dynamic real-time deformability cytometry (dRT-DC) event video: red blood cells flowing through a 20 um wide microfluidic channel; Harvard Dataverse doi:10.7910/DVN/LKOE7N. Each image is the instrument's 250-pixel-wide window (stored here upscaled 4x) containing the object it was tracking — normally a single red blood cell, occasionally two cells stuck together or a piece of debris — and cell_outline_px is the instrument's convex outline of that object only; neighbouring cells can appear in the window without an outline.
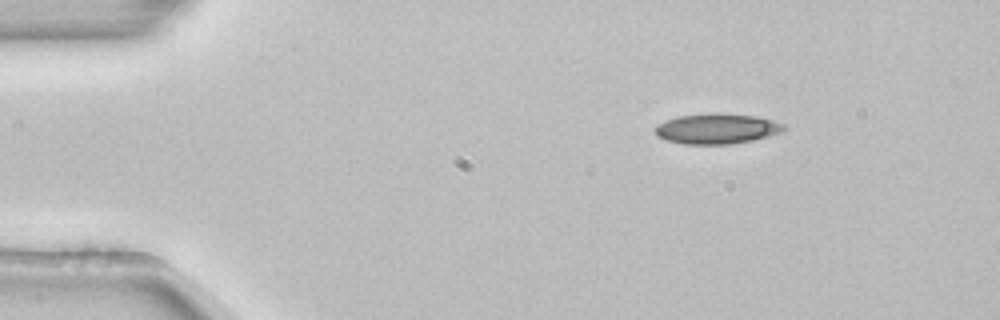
{"species": "common noctule bat (a hibernating species)", "species_latin": "Nyctalus noctula", "temperature_condition": "room temperature", "stored_images_in_passage": 46, "camera_frame_rate_fps": 3000, "um_per_image_px": 0.085, "animal": {"sex": "female", "body_mass_g": 22.7, "forearm_length_mm": 54.2}, "frame": {"image": 1, "passage_image": 1, "time_ms": 0.0, "image_size_px": [1000, 320], "cell_outline_px": [[788, 128], [780, 132], [768, 136], [752, 140], [732, 144], [684, 144], [664, 140], [656, 136], [652, 128], [656, 124], [664, 120], [680, 116], [712, 112], [720, 112], [756, 116], [772, 120], [784, 124]], "centroid_in_image_um": [60.88, 10.93], "position_along_channel_um": 24.1, "area_um2": 23.18}}
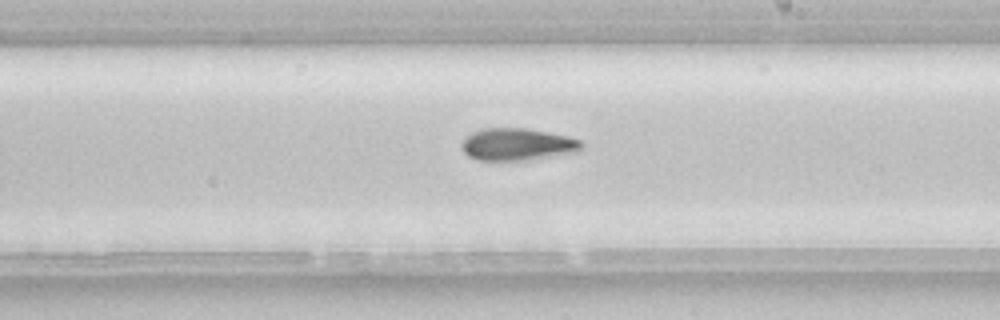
{"frame": {"image": 2, "passage_image": 24, "time_ms": 7.667, "image_size_px": [1000, 320], "cell_outline_px": [[584, 148], [580, 152], [524, 160], [476, 160], [468, 156], [460, 148], [460, 144], [472, 132], [480, 128], [524, 128], [548, 132], [568, 136], [580, 140], [584, 144]], "centroid_in_image_um": [43.99, 12.27], "position_along_channel_um": 245.0, "area_um2": 22.72}}
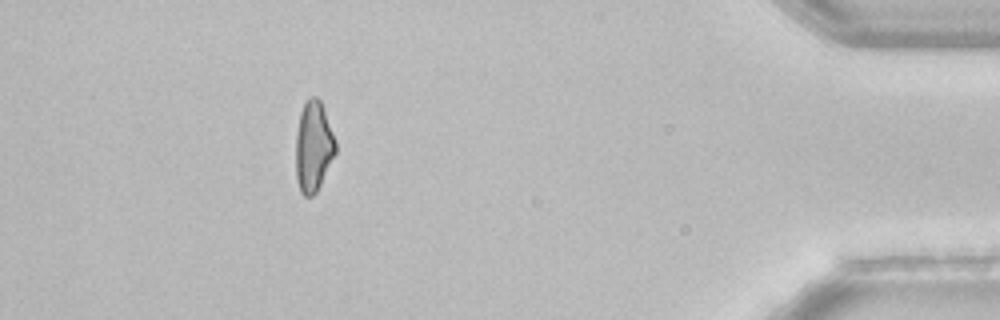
{"frame": {"image": 3, "passage_image": 41, "time_ms": 13.333, "image_size_px": [1000, 320], "cell_outline_px": [[336, 152], [316, 192], [312, 196], [304, 196], [300, 192], [296, 176], [296, 132], [300, 112], [308, 96], [316, 96], [320, 100], [336, 140]], "centroid_in_image_um": [26.63, 12.43], "position_along_channel_um": 408.6, "area_um2": 20.92}, "authors_computed_cell_mechanics": {"area_um2": 22.5131, "velocity_mm_per_s": 3.8769, "shape_relaxation_time_tau1_ms": 7.4136, "shape_relaxation_time_tau2_ms": null, "deformation_change_tau1": 0.1841, "deformation_change_tau2": null}}